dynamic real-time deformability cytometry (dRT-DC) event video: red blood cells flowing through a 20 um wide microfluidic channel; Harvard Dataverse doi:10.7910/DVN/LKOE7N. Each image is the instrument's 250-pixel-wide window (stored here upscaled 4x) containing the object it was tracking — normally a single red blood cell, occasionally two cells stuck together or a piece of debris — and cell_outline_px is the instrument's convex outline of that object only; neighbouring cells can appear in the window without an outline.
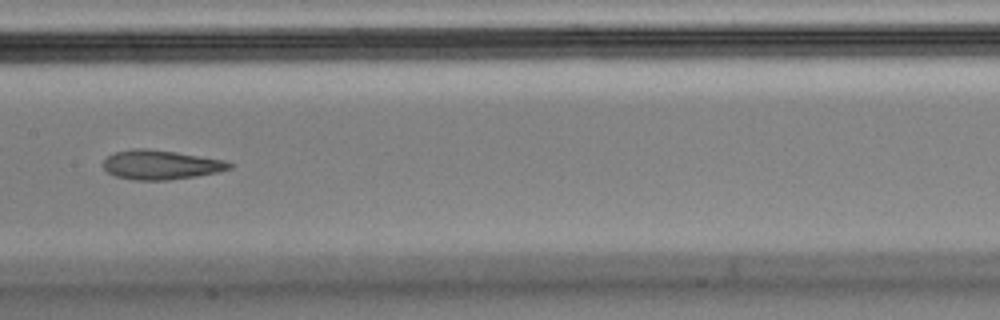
{"species": "Egyptian fruit bat (a non-hibernating species)", "species_latin": "Rousettus aegyptiacus", "temperature_condition": "cold", "stored_images_in_passage": 13, "camera_frame_rate_fps": 3000, "um_per_image_px": 0.085, "animal": {"sex": "male"}, "frame": {"image": 1, "passage_image": 6, "time_ms": 1.667, "image_size_px": [1000, 320], "cell_outline_px": [[232, 168], [216, 172], [196, 176], [168, 180], [136, 180], [116, 176], [108, 172], [104, 168], [104, 160], [108, 156], [116, 152], [132, 148], [148, 148], [176, 152], [224, 160], [232, 164]], "centroid_in_image_um": [13.66, 14.0], "position_along_channel_um": 193.7, "area_um2": 21.39}}
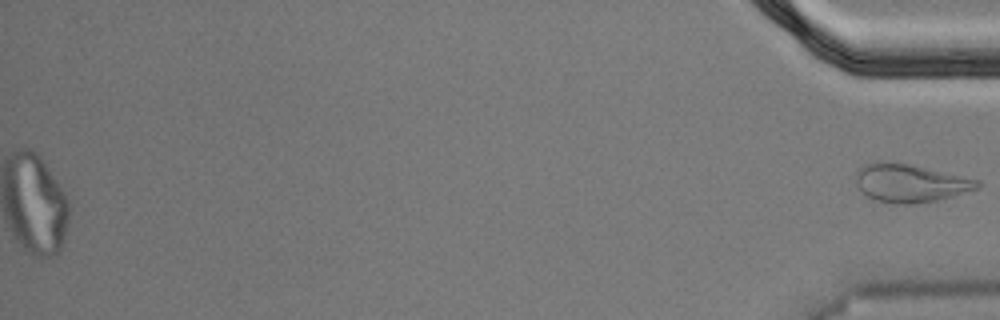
{"frame": {"image": 2, "passage_image": 13, "time_ms": 4.0, "image_size_px": [1000, 320], "cell_outline_px": [[980, 188], [952, 196], [936, 200], [908, 204], [896, 204], [876, 200], [868, 196], [860, 188], [856, 180], [856, 168], [872, 160], [884, 160], [908, 164], [980, 180]], "centroid_in_image_um": [77.32, 15.53], "position_along_channel_um": 357.9, "area_um2": 26.93}}